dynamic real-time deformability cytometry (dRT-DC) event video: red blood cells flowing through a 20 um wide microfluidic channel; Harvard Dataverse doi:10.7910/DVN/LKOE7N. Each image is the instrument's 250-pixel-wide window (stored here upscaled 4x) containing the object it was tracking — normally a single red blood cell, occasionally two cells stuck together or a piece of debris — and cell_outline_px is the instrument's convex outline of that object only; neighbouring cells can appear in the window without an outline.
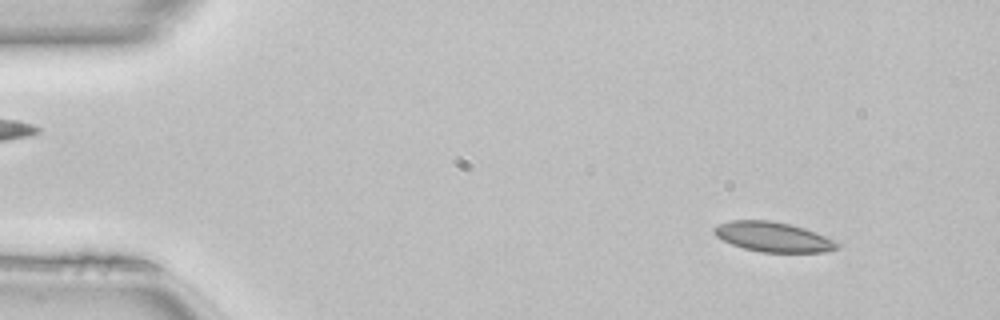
{"species": "common noctule bat (a hibernating species)", "species_latin": "Nyctalus noctula", "temperature_condition": "room temperature", "stored_images_in_passage": 49, "camera_frame_rate_fps": 3000, "um_per_image_px": 0.085, "animal": {"sex": "female", "body_mass_g": 22.7, "forearm_length_mm": 54.2}, "frame": {"image": 1, "passage_image": 5, "time_ms": 1.333, "image_size_px": [1000, 320], "cell_outline_px": [[840, 248], [824, 252], [760, 252], [744, 248], [732, 244], [716, 236], [712, 232], [712, 228], [716, 224], [732, 220], [772, 220], [804, 228], [816, 232], [840, 244]], "centroid_in_image_um": [65.68, 20.13], "position_along_channel_um": 19.3, "area_um2": 21.39}}
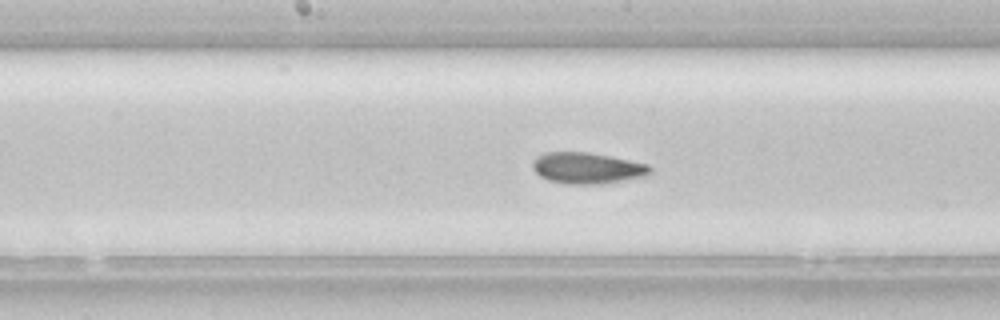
{"frame": {"image": 2, "passage_image": 25, "time_ms": 8.0, "image_size_px": [1000, 320], "cell_outline_px": [[652, 172], [648, 176], [600, 184], [568, 184], [548, 180], [540, 176], [532, 168], [532, 160], [536, 156], [544, 152], [588, 152], [612, 156], [648, 164], [652, 168]], "centroid_in_image_um": [49.92, 14.28], "position_along_channel_um": 198.3, "area_um2": 21.62}}
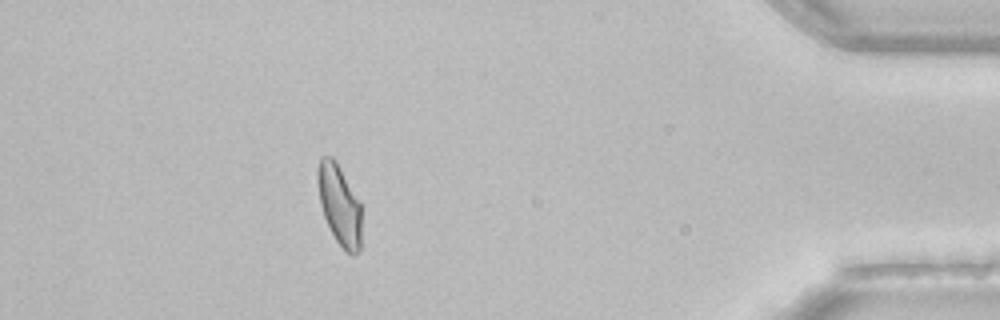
{"frame": {"image": 3, "passage_image": 44, "time_ms": 14.333, "image_size_px": [1000, 320], "cell_outline_px": [[360, 252], [356, 256], [352, 256], [344, 252], [336, 240], [324, 216], [320, 204], [316, 180], [316, 172], [320, 156], [332, 156], [336, 160], [360, 204]], "centroid_in_image_um": [28.82, 17.42], "position_along_channel_um": 406.4, "area_um2": 20.63}, "authors_computed_cell_mechanics": {"area_um2": 21.2126, "velocity_mm_per_s": 4.1007, "shape_relaxation_time_tau1_ms": 7.1904, "shape_relaxation_time_tau2_ms": 2.1377, "deformation_change_tau1": 0.1599, "deformation_change_tau2": 0.0617}}